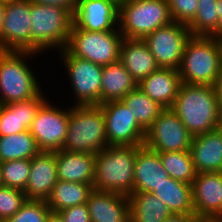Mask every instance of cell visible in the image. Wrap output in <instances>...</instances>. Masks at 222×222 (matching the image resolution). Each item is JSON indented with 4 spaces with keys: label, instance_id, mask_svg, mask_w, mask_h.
<instances>
[{
    "label": "cell",
    "instance_id": "obj_1",
    "mask_svg": "<svg viewBox=\"0 0 222 222\" xmlns=\"http://www.w3.org/2000/svg\"><path fill=\"white\" fill-rule=\"evenodd\" d=\"M36 56L40 59L42 55L0 50V104L27 101L45 89L36 74L38 71L31 65L34 58L38 59Z\"/></svg>",
    "mask_w": 222,
    "mask_h": 222
},
{
    "label": "cell",
    "instance_id": "obj_2",
    "mask_svg": "<svg viewBox=\"0 0 222 222\" xmlns=\"http://www.w3.org/2000/svg\"><path fill=\"white\" fill-rule=\"evenodd\" d=\"M172 109L193 136L219 128L221 113L214 86L181 83Z\"/></svg>",
    "mask_w": 222,
    "mask_h": 222
},
{
    "label": "cell",
    "instance_id": "obj_3",
    "mask_svg": "<svg viewBox=\"0 0 222 222\" xmlns=\"http://www.w3.org/2000/svg\"><path fill=\"white\" fill-rule=\"evenodd\" d=\"M31 52L44 55L64 50L73 26V13L56 5L31 2ZM47 51V52H46Z\"/></svg>",
    "mask_w": 222,
    "mask_h": 222
},
{
    "label": "cell",
    "instance_id": "obj_4",
    "mask_svg": "<svg viewBox=\"0 0 222 222\" xmlns=\"http://www.w3.org/2000/svg\"><path fill=\"white\" fill-rule=\"evenodd\" d=\"M142 146H107L96 157L93 188L129 196L134 188L137 151Z\"/></svg>",
    "mask_w": 222,
    "mask_h": 222
},
{
    "label": "cell",
    "instance_id": "obj_5",
    "mask_svg": "<svg viewBox=\"0 0 222 222\" xmlns=\"http://www.w3.org/2000/svg\"><path fill=\"white\" fill-rule=\"evenodd\" d=\"M105 118L99 105L72 106L62 150L98 154L108 146Z\"/></svg>",
    "mask_w": 222,
    "mask_h": 222
},
{
    "label": "cell",
    "instance_id": "obj_6",
    "mask_svg": "<svg viewBox=\"0 0 222 222\" xmlns=\"http://www.w3.org/2000/svg\"><path fill=\"white\" fill-rule=\"evenodd\" d=\"M182 83L215 86L222 73L217 37L191 36L179 69Z\"/></svg>",
    "mask_w": 222,
    "mask_h": 222
},
{
    "label": "cell",
    "instance_id": "obj_7",
    "mask_svg": "<svg viewBox=\"0 0 222 222\" xmlns=\"http://www.w3.org/2000/svg\"><path fill=\"white\" fill-rule=\"evenodd\" d=\"M173 21L167 0H127L119 4V30L124 38L144 39Z\"/></svg>",
    "mask_w": 222,
    "mask_h": 222
},
{
    "label": "cell",
    "instance_id": "obj_8",
    "mask_svg": "<svg viewBox=\"0 0 222 222\" xmlns=\"http://www.w3.org/2000/svg\"><path fill=\"white\" fill-rule=\"evenodd\" d=\"M61 67L64 66L67 83L71 87L72 106L100 105L102 68L76 56H72L66 49L58 51Z\"/></svg>",
    "mask_w": 222,
    "mask_h": 222
},
{
    "label": "cell",
    "instance_id": "obj_9",
    "mask_svg": "<svg viewBox=\"0 0 222 222\" xmlns=\"http://www.w3.org/2000/svg\"><path fill=\"white\" fill-rule=\"evenodd\" d=\"M123 38L119 28L114 31L91 32L73 25L65 49L72 56L107 66L119 61Z\"/></svg>",
    "mask_w": 222,
    "mask_h": 222
},
{
    "label": "cell",
    "instance_id": "obj_10",
    "mask_svg": "<svg viewBox=\"0 0 222 222\" xmlns=\"http://www.w3.org/2000/svg\"><path fill=\"white\" fill-rule=\"evenodd\" d=\"M55 98L52 101L48 99L40 107L29 129L40 151H60L66 140L69 103L67 102L66 107L64 104L58 105Z\"/></svg>",
    "mask_w": 222,
    "mask_h": 222
},
{
    "label": "cell",
    "instance_id": "obj_11",
    "mask_svg": "<svg viewBox=\"0 0 222 222\" xmlns=\"http://www.w3.org/2000/svg\"><path fill=\"white\" fill-rule=\"evenodd\" d=\"M187 25L172 21L143 40L147 43L159 68L179 70L184 49L191 37Z\"/></svg>",
    "mask_w": 222,
    "mask_h": 222
},
{
    "label": "cell",
    "instance_id": "obj_12",
    "mask_svg": "<svg viewBox=\"0 0 222 222\" xmlns=\"http://www.w3.org/2000/svg\"><path fill=\"white\" fill-rule=\"evenodd\" d=\"M193 135L172 108H164L146 130L144 146L155 152L189 151Z\"/></svg>",
    "mask_w": 222,
    "mask_h": 222
},
{
    "label": "cell",
    "instance_id": "obj_13",
    "mask_svg": "<svg viewBox=\"0 0 222 222\" xmlns=\"http://www.w3.org/2000/svg\"><path fill=\"white\" fill-rule=\"evenodd\" d=\"M99 106L104 113L108 146L144 145L146 131L121 100L109 101Z\"/></svg>",
    "mask_w": 222,
    "mask_h": 222
},
{
    "label": "cell",
    "instance_id": "obj_14",
    "mask_svg": "<svg viewBox=\"0 0 222 222\" xmlns=\"http://www.w3.org/2000/svg\"><path fill=\"white\" fill-rule=\"evenodd\" d=\"M30 0L8 1L1 34V50L31 52Z\"/></svg>",
    "mask_w": 222,
    "mask_h": 222
},
{
    "label": "cell",
    "instance_id": "obj_15",
    "mask_svg": "<svg viewBox=\"0 0 222 222\" xmlns=\"http://www.w3.org/2000/svg\"><path fill=\"white\" fill-rule=\"evenodd\" d=\"M73 25L91 32L117 30L119 4L114 0H77Z\"/></svg>",
    "mask_w": 222,
    "mask_h": 222
},
{
    "label": "cell",
    "instance_id": "obj_16",
    "mask_svg": "<svg viewBox=\"0 0 222 222\" xmlns=\"http://www.w3.org/2000/svg\"><path fill=\"white\" fill-rule=\"evenodd\" d=\"M191 186L196 218L221 219L222 172L197 173Z\"/></svg>",
    "mask_w": 222,
    "mask_h": 222
},
{
    "label": "cell",
    "instance_id": "obj_17",
    "mask_svg": "<svg viewBox=\"0 0 222 222\" xmlns=\"http://www.w3.org/2000/svg\"><path fill=\"white\" fill-rule=\"evenodd\" d=\"M57 181L55 152L40 151L31 158L29 179L23 192L27 200L46 201Z\"/></svg>",
    "mask_w": 222,
    "mask_h": 222
},
{
    "label": "cell",
    "instance_id": "obj_18",
    "mask_svg": "<svg viewBox=\"0 0 222 222\" xmlns=\"http://www.w3.org/2000/svg\"><path fill=\"white\" fill-rule=\"evenodd\" d=\"M43 91L49 92L43 89L33 99L0 104V136H9L30 129L40 107L49 98L52 99V95L47 97L49 94Z\"/></svg>",
    "mask_w": 222,
    "mask_h": 222
},
{
    "label": "cell",
    "instance_id": "obj_19",
    "mask_svg": "<svg viewBox=\"0 0 222 222\" xmlns=\"http://www.w3.org/2000/svg\"><path fill=\"white\" fill-rule=\"evenodd\" d=\"M86 204L91 222H130L129 198L126 195L94 189Z\"/></svg>",
    "mask_w": 222,
    "mask_h": 222
},
{
    "label": "cell",
    "instance_id": "obj_20",
    "mask_svg": "<svg viewBox=\"0 0 222 222\" xmlns=\"http://www.w3.org/2000/svg\"><path fill=\"white\" fill-rule=\"evenodd\" d=\"M189 151L197 173L222 172L220 128L193 136Z\"/></svg>",
    "mask_w": 222,
    "mask_h": 222
},
{
    "label": "cell",
    "instance_id": "obj_21",
    "mask_svg": "<svg viewBox=\"0 0 222 222\" xmlns=\"http://www.w3.org/2000/svg\"><path fill=\"white\" fill-rule=\"evenodd\" d=\"M119 62L137 84L159 69L153 54L143 39L123 38L120 46Z\"/></svg>",
    "mask_w": 222,
    "mask_h": 222
},
{
    "label": "cell",
    "instance_id": "obj_22",
    "mask_svg": "<svg viewBox=\"0 0 222 222\" xmlns=\"http://www.w3.org/2000/svg\"><path fill=\"white\" fill-rule=\"evenodd\" d=\"M55 156L59 180L93 186L96 167L94 154L60 150L55 152Z\"/></svg>",
    "mask_w": 222,
    "mask_h": 222
},
{
    "label": "cell",
    "instance_id": "obj_23",
    "mask_svg": "<svg viewBox=\"0 0 222 222\" xmlns=\"http://www.w3.org/2000/svg\"><path fill=\"white\" fill-rule=\"evenodd\" d=\"M167 177L159 153L143 145L136 155L133 192H153Z\"/></svg>",
    "mask_w": 222,
    "mask_h": 222
},
{
    "label": "cell",
    "instance_id": "obj_24",
    "mask_svg": "<svg viewBox=\"0 0 222 222\" xmlns=\"http://www.w3.org/2000/svg\"><path fill=\"white\" fill-rule=\"evenodd\" d=\"M179 70L159 68L138 83L152 100L164 108H172L181 85Z\"/></svg>",
    "mask_w": 222,
    "mask_h": 222
},
{
    "label": "cell",
    "instance_id": "obj_25",
    "mask_svg": "<svg viewBox=\"0 0 222 222\" xmlns=\"http://www.w3.org/2000/svg\"><path fill=\"white\" fill-rule=\"evenodd\" d=\"M138 84L118 61L102 68L101 104L122 100Z\"/></svg>",
    "mask_w": 222,
    "mask_h": 222
},
{
    "label": "cell",
    "instance_id": "obj_26",
    "mask_svg": "<svg viewBox=\"0 0 222 222\" xmlns=\"http://www.w3.org/2000/svg\"><path fill=\"white\" fill-rule=\"evenodd\" d=\"M130 222H161L172 213L152 192H133L129 196Z\"/></svg>",
    "mask_w": 222,
    "mask_h": 222
},
{
    "label": "cell",
    "instance_id": "obj_27",
    "mask_svg": "<svg viewBox=\"0 0 222 222\" xmlns=\"http://www.w3.org/2000/svg\"><path fill=\"white\" fill-rule=\"evenodd\" d=\"M152 193L166 204L172 214H195L191 184L167 177Z\"/></svg>",
    "mask_w": 222,
    "mask_h": 222
},
{
    "label": "cell",
    "instance_id": "obj_28",
    "mask_svg": "<svg viewBox=\"0 0 222 222\" xmlns=\"http://www.w3.org/2000/svg\"><path fill=\"white\" fill-rule=\"evenodd\" d=\"M93 190L94 188L91 184L67 182L58 179L46 202L50 210L57 213L68 207L85 204Z\"/></svg>",
    "mask_w": 222,
    "mask_h": 222
},
{
    "label": "cell",
    "instance_id": "obj_29",
    "mask_svg": "<svg viewBox=\"0 0 222 222\" xmlns=\"http://www.w3.org/2000/svg\"><path fill=\"white\" fill-rule=\"evenodd\" d=\"M40 152L30 130L9 136H0V163L18 159H31Z\"/></svg>",
    "mask_w": 222,
    "mask_h": 222
},
{
    "label": "cell",
    "instance_id": "obj_30",
    "mask_svg": "<svg viewBox=\"0 0 222 222\" xmlns=\"http://www.w3.org/2000/svg\"><path fill=\"white\" fill-rule=\"evenodd\" d=\"M134 114L136 122L146 131L164 109L136 87L121 100Z\"/></svg>",
    "mask_w": 222,
    "mask_h": 222
},
{
    "label": "cell",
    "instance_id": "obj_31",
    "mask_svg": "<svg viewBox=\"0 0 222 222\" xmlns=\"http://www.w3.org/2000/svg\"><path fill=\"white\" fill-rule=\"evenodd\" d=\"M218 0H198L195 18L187 25L192 36L218 38Z\"/></svg>",
    "mask_w": 222,
    "mask_h": 222
},
{
    "label": "cell",
    "instance_id": "obj_32",
    "mask_svg": "<svg viewBox=\"0 0 222 222\" xmlns=\"http://www.w3.org/2000/svg\"><path fill=\"white\" fill-rule=\"evenodd\" d=\"M164 169L169 177L191 184L197 172L190 151L158 152Z\"/></svg>",
    "mask_w": 222,
    "mask_h": 222
},
{
    "label": "cell",
    "instance_id": "obj_33",
    "mask_svg": "<svg viewBox=\"0 0 222 222\" xmlns=\"http://www.w3.org/2000/svg\"><path fill=\"white\" fill-rule=\"evenodd\" d=\"M4 186L24 191L28 183L31 159H18L1 163Z\"/></svg>",
    "mask_w": 222,
    "mask_h": 222
},
{
    "label": "cell",
    "instance_id": "obj_34",
    "mask_svg": "<svg viewBox=\"0 0 222 222\" xmlns=\"http://www.w3.org/2000/svg\"><path fill=\"white\" fill-rule=\"evenodd\" d=\"M51 212L44 200H26L19 211L6 222H46Z\"/></svg>",
    "mask_w": 222,
    "mask_h": 222
},
{
    "label": "cell",
    "instance_id": "obj_35",
    "mask_svg": "<svg viewBox=\"0 0 222 222\" xmlns=\"http://www.w3.org/2000/svg\"><path fill=\"white\" fill-rule=\"evenodd\" d=\"M26 200L22 190L6 186L0 188V220L6 221L14 216Z\"/></svg>",
    "mask_w": 222,
    "mask_h": 222
},
{
    "label": "cell",
    "instance_id": "obj_36",
    "mask_svg": "<svg viewBox=\"0 0 222 222\" xmlns=\"http://www.w3.org/2000/svg\"><path fill=\"white\" fill-rule=\"evenodd\" d=\"M173 21L188 25L196 15L198 0H167Z\"/></svg>",
    "mask_w": 222,
    "mask_h": 222
},
{
    "label": "cell",
    "instance_id": "obj_37",
    "mask_svg": "<svg viewBox=\"0 0 222 222\" xmlns=\"http://www.w3.org/2000/svg\"><path fill=\"white\" fill-rule=\"evenodd\" d=\"M57 213L63 222H91L86 203L62 209Z\"/></svg>",
    "mask_w": 222,
    "mask_h": 222
},
{
    "label": "cell",
    "instance_id": "obj_38",
    "mask_svg": "<svg viewBox=\"0 0 222 222\" xmlns=\"http://www.w3.org/2000/svg\"><path fill=\"white\" fill-rule=\"evenodd\" d=\"M31 2L45 4V5H56L60 7H64L71 11L72 13L75 10V6L77 5V0H30Z\"/></svg>",
    "mask_w": 222,
    "mask_h": 222
},
{
    "label": "cell",
    "instance_id": "obj_39",
    "mask_svg": "<svg viewBox=\"0 0 222 222\" xmlns=\"http://www.w3.org/2000/svg\"><path fill=\"white\" fill-rule=\"evenodd\" d=\"M195 214H172L161 222H196Z\"/></svg>",
    "mask_w": 222,
    "mask_h": 222
},
{
    "label": "cell",
    "instance_id": "obj_40",
    "mask_svg": "<svg viewBox=\"0 0 222 222\" xmlns=\"http://www.w3.org/2000/svg\"><path fill=\"white\" fill-rule=\"evenodd\" d=\"M214 87H215L216 95H217L218 108H219L220 113H222V73Z\"/></svg>",
    "mask_w": 222,
    "mask_h": 222
},
{
    "label": "cell",
    "instance_id": "obj_41",
    "mask_svg": "<svg viewBox=\"0 0 222 222\" xmlns=\"http://www.w3.org/2000/svg\"><path fill=\"white\" fill-rule=\"evenodd\" d=\"M6 5H7L6 1L0 0V50H1V34L3 29Z\"/></svg>",
    "mask_w": 222,
    "mask_h": 222
},
{
    "label": "cell",
    "instance_id": "obj_42",
    "mask_svg": "<svg viewBox=\"0 0 222 222\" xmlns=\"http://www.w3.org/2000/svg\"><path fill=\"white\" fill-rule=\"evenodd\" d=\"M218 12V38L222 37V0H218L217 9Z\"/></svg>",
    "mask_w": 222,
    "mask_h": 222
},
{
    "label": "cell",
    "instance_id": "obj_43",
    "mask_svg": "<svg viewBox=\"0 0 222 222\" xmlns=\"http://www.w3.org/2000/svg\"><path fill=\"white\" fill-rule=\"evenodd\" d=\"M46 222H63V220L58 213L51 212Z\"/></svg>",
    "mask_w": 222,
    "mask_h": 222
},
{
    "label": "cell",
    "instance_id": "obj_44",
    "mask_svg": "<svg viewBox=\"0 0 222 222\" xmlns=\"http://www.w3.org/2000/svg\"><path fill=\"white\" fill-rule=\"evenodd\" d=\"M196 222H222V219L219 218H197Z\"/></svg>",
    "mask_w": 222,
    "mask_h": 222
},
{
    "label": "cell",
    "instance_id": "obj_45",
    "mask_svg": "<svg viewBox=\"0 0 222 222\" xmlns=\"http://www.w3.org/2000/svg\"><path fill=\"white\" fill-rule=\"evenodd\" d=\"M2 187H4V181H3L2 169H1V163H0V188Z\"/></svg>",
    "mask_w": 222,
    "mask_h": 222
},
{
    "label": "cell",
    "instance_id": "obj_46",
    "mask_svg": "<svg viewBox=\"0 0 222 222\" xmlns=\"http://www.w3.org/2000/svg\"><path fill=\"white\" fill-rule=\"evenodd\" d=\"M220 47H221V58H222V37L218 38Z\"/></svg>",
    "mask_w": 222,
    "mask_h": 222
},
{
    "label": "cell",
    "instance_id": "obj_47",
    "mask_svg": "<svg viewBox=\"0 0 222 222\" xmlns=\"http://www.w3.org/2000/svg\"><path fill=\"white\" fill-rule=\"evenodd\" d=\"M219 128H220V130L222 131V113H221V119H220Z\"/></svg>",
    "mask_w": 222,
    "mask_h": 222
},
{
    "label": "cell",
    "instance_id": "obj_48",
    "mask_svg": "<svg viewBox=\"0 0 222 222\" xmlns=\"http://www.w3.org/2000/svg\"><path fill=\"white\" fill-rule=\"evenodd\" d=\"M114 1H116L118 4H120V3L127 1V0H114Z\"/></svg>",
    "mask_w": 222,
    "mask_h": 222
}]
</instances>
